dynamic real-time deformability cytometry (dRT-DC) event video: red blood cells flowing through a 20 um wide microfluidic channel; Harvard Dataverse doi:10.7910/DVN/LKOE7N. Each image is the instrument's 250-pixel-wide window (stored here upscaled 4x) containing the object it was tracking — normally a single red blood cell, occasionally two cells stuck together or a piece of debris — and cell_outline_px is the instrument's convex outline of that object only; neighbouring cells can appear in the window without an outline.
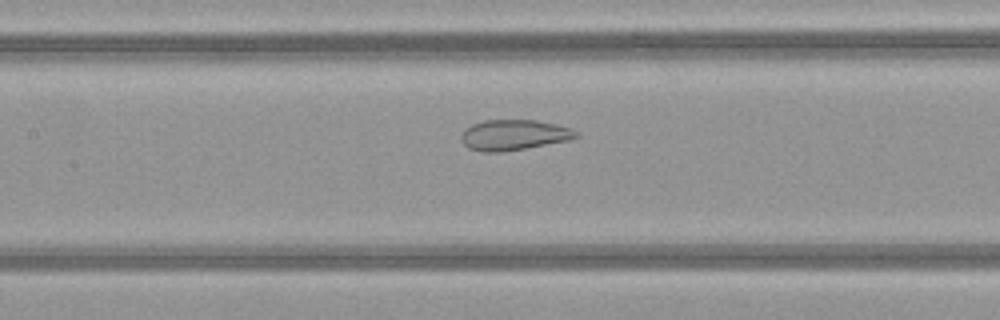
{"species": "common noctule bat (a hibernating species)", "species_latin": "Nyctalus noctula", "temperature_condition": "warm", "stored_images_in_passage": 43, "camera_frame_rate_fps": 3000, "um_per_image_px": 0.085, "animal": {"sex": "female", "body_mass_g": 21.9}, "frame": {"image": 1, "passage_image": 22, "time_ms": 7.0, "image_size_px": [1000, 320], "cell_outline_px": [[580, 136], [568, 140], [524, 148], [500, 152], [480, 152], [468, 148], [460, 140], [460, 132], [464, 128], [472, 124], [484, 120], [536, 120], [556, 124], [572, 128]], "centroid_in_image_um": [43.61, 11.46], "position_along_channel_um": 163.8, "area_um2": 20.52}}
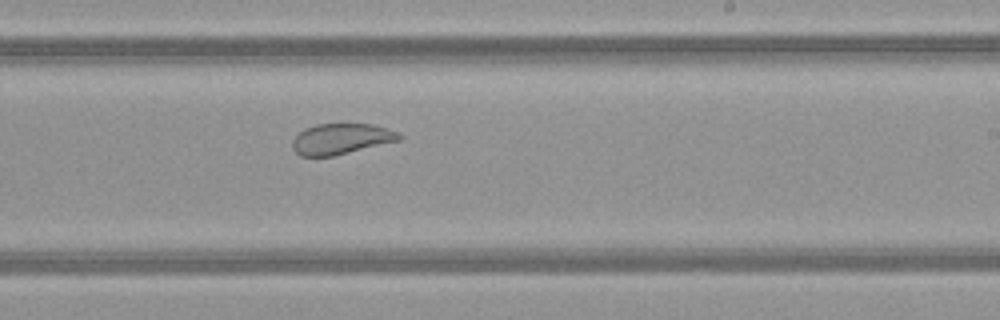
{"frame": {"image": 2, "passage_image": 29, "time_ms": 9.333, "image_size_px": [1000, 320], "cell_outline_px": [[404, 136], [400, 140], [332, 156], [300, 156], [292, 148], [292, 140], [304, 128], [316, 124], [376, 124], [400, 132]], "centroid_in_image_um": [29.02, 11.79], "position_along_channel_um": 260.0, "area_um2": 19.19}}
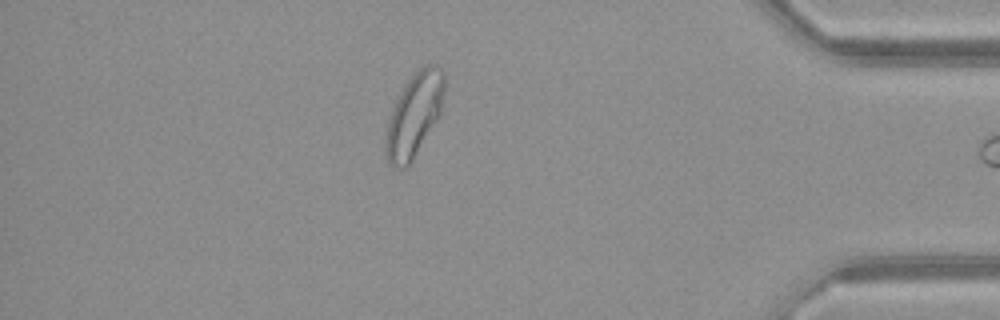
{"frame": {"image": 3, "passage_image": 42, "time_ms": 13.667, "image_size_px": [1000, 320], "cell_outline_px": [[444, 92], [440, 116], [412, 160], [404, 168], [392, 168], [388, 164], [384, 152], [384, 148], [388, 120], [392, 108], [400, 92], [408, 80], [424, 64], [436, 64], [444, 72]], "centroid_in_image_um": [35.2, 9.79], "position_along_channel_um": 400.0, "area_um2": 28.61}}